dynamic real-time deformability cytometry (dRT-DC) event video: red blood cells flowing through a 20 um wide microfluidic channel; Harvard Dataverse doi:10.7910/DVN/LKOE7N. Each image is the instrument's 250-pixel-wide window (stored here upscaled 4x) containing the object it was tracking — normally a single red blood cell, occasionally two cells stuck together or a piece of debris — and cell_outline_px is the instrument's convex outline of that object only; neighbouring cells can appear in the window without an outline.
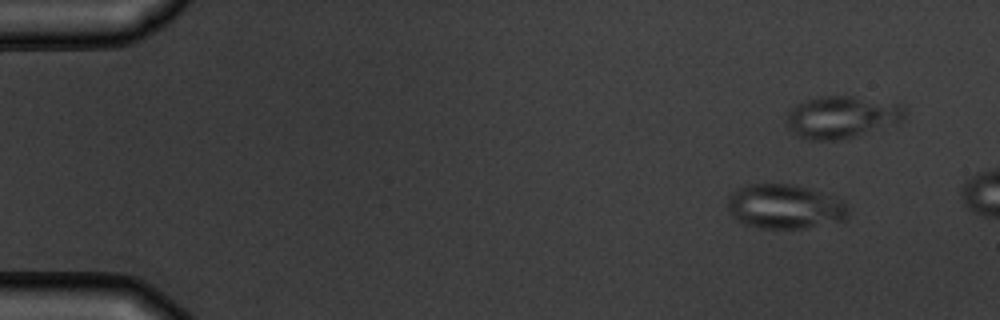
{"species": "common noctule bat (a hibernating species)", "species_latin": "Nyctalus noctula", "temperature_condition": "warm", "stored_images_in_passage": 4, "camera_frame_rate_fps": 3000, "um_per_image_px": 0.085, "animal": {"sex": "male", "body_mass_g": 19.5, "forearm_length_mm": 54.6}, "frame": {"image": 1, "passage_image": 1, "time_ms": 0.0, "image_size_px": [1000, 320], "cell_outline_px": [[848, 216], [844, 220], [804, 228], [760, 228], [744, 224], [732, 216], [728, 208], [728, 196], [736, 188], [744, 184], [792, 184], [808, 188], [844, 200], [848, 208]], "centroid_in_image_um": [66.69, 17.55], "position_along_channel_um": 18.3, "area_um2": 31.33}}